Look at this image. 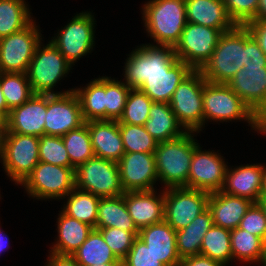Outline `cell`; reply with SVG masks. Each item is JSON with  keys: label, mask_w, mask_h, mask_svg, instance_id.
Masks as SVG:
<instances>
[{"label": "cell", "mask_w": 266, "mask_h": 266, "mask_svg": "<svg viewBox=\"0 0 266 266\" xmlns=\"http://www.w3.org/2000/svg\"><path fill=\"white\" fill-rule=\"evenodd\" d=\"M193 133V134H192ZM195 132L187 131L173 140L158 142L154 151L157 177L163 187H187L194 150L199 146Z\"/></svg>", "instance_id": "6da1fadb"}, {"label": "cell", "mask_w": 266, "mask_h": 266, "mask_svg": "<svg viewBox=\"0 0 266 266\" xmlns=\"http://www.w3.org/2000/svg\"><path fill=\"white\" fill-rule=\"evenodd\" d=\"M142 11L146 32L154 42L174 47L187 23L185 0H149Z\"/></svg>", "instance_id": "7a4b0ae2"}, {"label": "cell", "mask_w": 266, "mask_h": 266, "mask_svg": "<svg viewBox=\"0 0 266 266\" xmlns=\"http://www.w3.org/2000/svg\"><path fill=\"white\" fill-rule=\"evenodd\" d=\"M204 125L206 121L224 122L244 120L257 133L264 135V123L227 85L206 82L203 88Z\"/></svg>", "instance_id": "3957f363"}, {"label": "cell", "mask_w": 266, "mask_h": 266, "mask_svg": "<svg viewBox=\"0 0 266 266\" xmlns=\"http://www.w3.org/2000/svg\"><path fill=\"white\" fill-rule=\"evenodd\" d=\"M244 67V26L224 32L210 58L199 69L209 83L227 84Z\"/></svg>", "instance_id": "277c9868"}, {"label": "cell", "mask_w": 266, "mask_h": 266, "mask_svg": "<svg viewBox=\"0 0 266 266\" xmlns=\"http://www.w3.org/2000/svg\"><path fill=\"white\" fill-rule=\"evenodd\" d=\"M42 44L41 42L36 48L26 72L34 94L58 95L74 91L72 88L55 93L53 88L56 83L69 74L72 65L51 41L46 46Z\"/></svg>", "instance_id": "5b68a950"}, {"label": "cell", "mask_w": 266, "mask_h": 266, "mask_svg": "<svg viewBox=\"0 0 266 266\" xmlns=\"http://www.w3.org/2000/svg\"><path fill=\"white\" fill-rule=\"evenodd\" d=\"M128 56L123 73L124 83L137 89L150 75L165 74L179 60L173 46L150 43L137 46Z\"/></svg>", "instance_id": "8992f818"}, {"label": "cell", "mask_w": 266, "mask_h": 266, "mask_svg": "<svg viewBox=\"0 0 266 266\" xmlns=\"http://www.w3.org/2000/svg\"><path fill=\"white\" fill-rule=\"evenodd\" d=\"M206 82L199 70H192L180 82L169 102L186 131L199 133L204 127L203 88Z\"/></svg>", "instance_id": "52a82bcc"}, {"label": "cell", "mask_w": 266, "mask_h": 266, "mask_svg": "<svg viewBox=\"0 0 266 266\" xmlns=\"http://www.w3.org/2000/svg\"><path fill=\"white\" fill-rule=\"evenodd\" d=\"M36 199H65L75 188V169L39 161L20 184Z\"/></svg>", "instance_id": "ba28073f"}, {"label": "cell", "mask_w": 266, "mask_h": 266, "mask_svg": "<svg viewBox=\"0 0 266 266\" xmlns=\"http://www.w3.org/2000/svg\"><path fill=\"white\" fill-rule=\"evenodd\" d=\"M0 160L6 175L21 184L39 162V137L6 133L1 141Z\"/></svg>", "instance_id": "9c48e42d"}, {"label": "cell", "mask_w": 266, "mask_h": 266, "mask_svg": "<svg viewBox=\"0 0 266 266\" xmlns=\"http://www.w3.org/2000/svg\"><path fill=\"white\" fill-rule=\"evenodd\" d=\"M75 187L100 198L124 194L117 162L94 157L75 169Z\"/></svg>", "instance_id": "30bf717a"}, {"label": "cell", "mask_w": 266, "mask_h": 266, "mask_svg": "<svg viewBox=\"0 0 266 266\" xmlns=\"http://www.w3.org/2000/svg\"><path fill=\"white\" fill-rule=\"evenodd\" d=\"M32 20L25 28L0 38V72L26 73L42 42V34Z\"/></svg>", "instance_id": "8fae6325"}, {"label": "cell", "mask_w": 266, "mask_h": 266, "mask_svg": "<svg viewBox=\"0 0 266 266\" xmlns=\"http://www.w3.org/2000/svg\"><path fill=\"white\" fill-rule=\"evenodd\" d=\"M91 12L77 13L72 20L59 29L50 40L66 60L73 65L82 56L90 53L95 46V22Z\"/></svg>", "instance_id": "7c38bea8"}, {"label": "cell", "mask_w": 266, "mask_h": 266, "mask_svg": "<svg viewBox=\"0 0 266 266\" xmlns=\"http://www.w3.org/2000/svg\"><path fill=\"white\" fill-rule=\"evenodd\" d=\"M227 31L230 30L187 22L179 41L173 47L176 57L193 70H199L212 55L221 35Z\"/></svg>", "instance_id": "4fadbf2b"}, {"label": "cell", "mask_w": 266, "mask_h": 266, "mask_svg": "<svg viewBox=\"0 0 266 266\" xmlns=\"http://www.w3.org/2000/svg\"><path fill=\"white\" fill-rule=\"evenodd\" d=\"M210 194L187 187L165 189L164 220L175 230L187 227L208 208Z\"/></svg>", "instance_id": "5bb4252c"}, {"label": "cell", "mask_w": 266, "mask_h": 266, "mask_svg": "<svg viewBox=\"0 0 266 266\" xmlns=\"http://www.w3.org/2000/svg\"><path fill=\"white\" fill-rule=\"evenodd\" d=\"M85 124L81 105L74 91L47 95L45 135L64 136Z\"/></svg>", "instance_id": "9a60e30c"}, {"label": "cell", "mask_w": 266, "mask_h": 266, "mask_svg": "<svg viewBox=\"0 0 266 266\" xmlns=\"http://www.w3.org/2000/svg\"><path fill=\"white\" fill-rule=\"evenodd\" d=\"M200 145L194 150L189 176L188 188L214 193L221 191L227 163L220 153L201 150Z\"/></svg>", "instance_id": "2e32d148"}, {"label": "cell", "mask_w": 266, "mask_h": 266, "mask_svg": "<svg viewBox=\"0 0 266 266\" xmlns=\"http://www.w3.org/2000/svg\"><path fill=\"white\" fill-rule=\"evenodd\" d=\"M227 85L263 123L266 122V66H244Z\"/></svg>", "instance_id": "e0dca14e"}, {"label": "cell", "mask_w": 266, "mask_h": 266, "mask_svg": "<svg viewBox=\"0 0 266 266\" xmlns=\"http://www.w3.org/2000/svg\"><path fill=\"white\" fill-rule=\"evenodd\" d=\"M117 164L124 192L153 190L159 181L154 153H124Z\"/></svg>", "instance_id": "ac0fdd59"}, {"label": "cell", "mask_w": 266, "mask_h": 266, "mask_svg": "<svg viewBox=\"0 0 266 266\" xmlns=\"http://www.w3.org/2000/svg\"><path fill=\"white\" fill-rule=\"evenodd\" d=\"M47 95L34 94L21 106L10 110L7 118V133L40 137L45 135Z\"/></svg>", "instance_id": "d6986e66"}, {"label": "cell", "mask_w": 266, "mask_h": 266, "mask_svg": "<svg viewBox=\"0 0 266 266\" xmlns=\"http://www.w3.org/2000/svg\"><path fill=\"white\" fill-rule=\"evenodd\" d=\"M156 194V188L124 192L128 213L138 230L164 220L165 189L159 195Z\"/></svg>", "instance_id": "ffe728a7"}, {"label": "cell", "mask_w": 266, "mask_h": 266, "mask_svg": "<svg viewBox=\"0 0 266 266\" xmlns=\"http://www.w3.org/2000/svg\"><path fill=\"white\" fill-rule=\"evenodd\" d=\"M263 170L264 166L261 163L227 168L221 192L258 203L261 197Z\"/></svg>", "instance_id": "44dd1931"}, {"label": "cell", "mask_w": 266, "mask_h": 266, "mask_svg": "<svg viewBox=\"0 0 266 266\" xmlns=\"http://www.w3.org/2000/svg\"><path fill=\"white\" fill-rule=\"evenodd\" d=\"M138 237L164 266H179L176 231L165 220L140 229Z\"/></svg>", "instance_id": "7402d4cb"}, {"label": "cell", "mask_w": 266, "mask_h": 266, "mask_svg": "<svg viewBox=\"0 0 266 266\" xmlns=\"http://www.w3.org/2000/svg\"><path fill=\"white\" fill-rule=\"evenodd\" d=\"M85 123L90 132L95 157L118 162L125 153L118 121L92 120Z\"/></svg>", "instance_id": "603a6c76"}, {"label": "cell", "mask_w": 266, "mask_h": 266, "mask_svg": "<svg viewBox=\"0 0 266 266\" xmlns=\"http://www.w3.org/2000/svg\"><path fill=\"white\" fill-rule=\"evenodd\" d=\"M252 203L249 199L231 196L221 191L210 193L208 209L212 215L213 225L229 230L237 228Z\"/></svg>", "instance_id": "cb8c5ba5"}, {"label": "cell", "mask_w": 266, "mask_h": 266, "mask_svg": "<svg viewBox=\"0 0 266 266\" xmlns=\"http://www.w3.org/2000/svg\"><path fill=\"white\" fill-rule=\"evenodd\" d=\"M185 4L187 22L218 30H232L236 26L223 0H185Z\"/></svg>", "instance_id": "d4e9b609"}, {"label": "cell", "mask_w": 266, "mask_h": 266, "mask_svg": "<svg viewBox=\"0 0 266 266\" xmlns=\"http://www.w3.org/2000/svg\"><path fill=\"white\" fill-rule=\"evenodd\" d=\"M192 70L189 65L178 60L165 74L150 75L139 89L153 102L169 103L180 82Z\"/></svg>", "instance_id": "484cf974"}, {"label": "cell", "mask_w": 266, "mask_h": 266, "mask_svg": "<svg viewBox=\"0 0 266 266\" xmlns=\"http://www.w3.org/2000/svg\"><path fill=\"white\" fill-rule=\"evenodd\" d=\"M57 219L58 238L50 252L61 255H73L76 250L86 241L89 234L94 229L86 223L66 215L59 211Z\"/></svg>", "instance_id": "4316f807"}, {"label": "cell", "mask_w": 266, "mask_h": 266, "mask_svg": "<svg viewBox=\"0 0 266 266\" xmlns=\"http://www.w3.org/2000/svg\"><path fill=\"white\" fill-rule=\"evenodd\" d=\"M143 126L158 142L173 140L187 132L182 129L169 103L163 102L152 103L149 118Z\"/></svg>", "instance_id": "83f0119b"}, {"label": "cell", "mask_w": 266, "mask_h": 266, "mask_svg": "<svg viewBox=\"0 0 266 266\" xmlns=\"http://www.w3.org/2000/svg\"><path fill=\"white\" fill-rule=\"evenodd\" d=\"M96 228H118L127 232H139L128 213L124 194L100 198Z\"/></svg>", "instance_id": "f1b7e54d"}, {"label": "cell", "mask_w": 266, "mask_h": 266, "mask_svg": "<svg viewBox=\"0 0 266 266\" xmlns=\"http://www.w3.org/2000/svg\"><path fill=\"white\" fill-rule=\"evenodd\" d=\"M212 226V215L207 208L187 227L176 231V246L180 259L200 254L202 240Z\"/></svg>", "instance_id": "f546056e"}, {"label": "cell", "mask_w": 266, "mask_h": 266, "mask_svg": "<svg viewBox=\"0 0 266 266\" xmlns=\"http://www.w3.org/2000/svg\"><path fill=\"white\" fill-rule=\"evenodd\" d=\"M82 116L87 121L105 120V76L93 79L86 87L74 88Z\"/></svg>", "instance_id": "4dcf8cb0"}, {"label": "cell", "mask_w": 266, "mask_h": 266, "mask_svg": "<svg viewBox=\"0 0 266 266\" xmlns=\"http://www.w3.org/2000/svg\"><path fill=\"white\" fill-rule=\"evenodd\" d=\"M231 252L233 259L245 263L263 264L266 254V243L249 232L235 228L230 232Z\"/></svg>", "instance_id": "1f68e13d"}, {"label": "cell", "mask_w": 266, "mask_h": 266, "mask_svg": "<svg viewBox=\"0 0 266 266\" xmlns=\"http://www.w3.org/2000/svg\"><path fill=\"white\" fill-rule=\"evenodd\" d=\"M80 266L122 263L104 241L101 233L93 229L86 241L72 255Z\"/></svg>", "instance_id": "d6a6232c"}, {"label": "cell", "mask_w": 266, "mask_h": 266, "mask_svg": "<svg viewBox=\"0 0 266 266\" xmlns=\"http://www.w3.org/2000/svg\"><path fill=\"white\" fill-rule=\"evenodd\" d=\"M66 197L67 202L62 211L96 229L100 197L76 187Z\"/></svg>", "instance_id": "836d02e7"}, {"label": "cell", "mask_w": 266, "mask_h": 266, "mask_svg": "<svg viewBox=\"0 0 266 266\" xmlns=\"http://www.w3.org/2000/svg\"><path fill=\"white\" fill-rule=\"evenodd\" d=\"M25 0H0V38L25 28L33 19Z\"/></svg>", "instance_id": "e575fe53"}, {"label": "cell", "mask_w": 266, "mask_h": 266, "mask_svg": "<svg viewBox=\"0 0 266 266\" xmlns=\"http://www.w3.org/2000/svg\"><path fill=\"white\" fill-rule=\"evenodd\" d=\"M230 232L229 229L213 225L202 240L200 254L224 266L228 265L233 260Z\"/></svg>", "instance_id": "d590c367"}, {"label": "cell", "mask_w": 266, "mask_h": 266, "mask_svg": "<svg viewBox=\"0 0 266 266\" xmlns=\"http://www.w3.org/2000/svg\"><path fill=\"white\" fill-rule=\"evenodd\" d=\"M62 140L67 149L71 167L74 169L88 159L95 157L90 132L86 123L80 128L66 133L62 136Z\"/></svg>", "instance_id": "8d00e7d4"}, {"label": "cell", "mask_w": 266, "mask_h": 266, "mask_svg": "<svg viewBox=\"0 0 266 266\" xmlns=\"http://www.w3.org/2000/svg\"><path fill=\"white\" fill-rule=\"evenodd\" d=\"M0 84L10 110L21 106L34 95L26 73L0 72Z\"/></svg>", "instance_id": "74e56055"}, {"label": "cell", "mask_w": 266, "mask_h": 266, "mask_svg": "<svg viewBox=\"0 0 266 266\" xmlns=\"http://www.w3.org/2000/svg\"><path fill=\"white\" fill-rule=\"evenodd\" d=\"M125 153H154L158 141L141 125L119 123Z\"/></svg>", "instance_id": "f35d334b"}, {"label": "cell", "mask_w": 266, "mask_h": 266, "mask_svg": "<svg viewBox=\"0 0 266 266\" xmlns=\"http://www.w3.org/2000/svg\"><path fill=\"white\" fill-rule=\"evenodd\" d=\"M152 103L153 101L143 91L131 88L118 123L143 126L149 118Z\"/></svg>", "instance_id": "ab89813d"}, {"label": "cell", "mask_w": 266, "mask_h": 266, "mask_svg": "<svg viewBox=\"0 0 266 266\" xmlns=\"http://www.w3.org/2000/svg\"><path fill=\"white\" fill-rule=\"evenodd\" d=\"M130 90L124 81L105 77V120H119Z\"/></svg>", "instance_id": "60d3db41"}, {"label": "cell", "mask_w": 266, "mask_h": 266, "mask_svg": "<svg viewBox=\"0 0 266 266\" xmlns=\"http://www.w3.org/2000/svg\"><path fill=\"white\" fill-rule=\"evenodd\" d=\"M39 161L64 167H71L67 149L61 136L39 137Z\"/></svg>", "instance_id": "b9f144b4"}, {"label": "cell", "mask_w": 266, "mask_h": 266, "mask_svg": "<svg viewBox=\"0 0 266 266\" xmlns=\"http://www.w3.org/2000/svg\"><path fill=\"white\" fill-rule=\"evenodd\" d=\"M106 244L119 260H123L130 251L139 232H127L118 228H96Z\"/></svg>", "instance_id": "7bdbcfd3"}, {"label": "cell", "mask_w": 266, "mask_h": 266, "mask_svg": "<svg viewBox=\"0 0 266 266\" xmlns=\"http://www.w3.org/2000/svg\"><path fill=\"white\" fill-rule=\"evenodd\" d=\"M260 0H223L227 13L235 25L245 26L253 21Z\"/></svg>", "instance_id": "ee69618b"}, {"label": "cell", "mask_w": 266, "mask_h": 266, "mask_svg": "<svg viewBox=\"0 0 266 266\" xmlns=\"http://www.w3.org/2000/svg\"><path fill=\"white\" fill-rule=\"evenodd\" d=\"M238 228L261 238L266 243V216L259 203H252Z\"/></svg>", "instance_id": "f6af8a7d"}, {"label": "cell", "mask_w": 266, "mask_h": 266, "mask_svg": "<svg viewBox=\"0 0 266 266\" xmlns=\"http://www.w3.org/2000/svg\"><path fill=\"white\" fill-rule=\"evenodd\" d=\"M122 266H164L150 251L146 244L137 236Z\"/></svg>", "instance_id": "bcb514c9"}, {"label": "cell", "mask_w": 266, "mask_h": 266, "mask_svg": "<svg viewBox=\"0 0 266 266\" xmlns=\"http://www.w3.org/2000/svg\"><path fill=\"white\" fill-rule=\"evenodd\" d=\"M244 66H266V54L244 26Z\"/></svg>", "instance_id": "7dc6e473"}, {"label": "cell", "mask_w": 266, "mask_h": 266, "mask_svg": "<svg viewBox=\"0 0 266 266\" xmlns=\"http://www.w3.org/2000/svg\"><path fill=\"white\" fill-rule=\"evenodd\" d=\"M245 26L266 54V20H253Z\"/></svg>", "instance_id": "c3c4849f"}, {"label": "cell", "mask_w": 266, "mask_h": 266, "mask_svg": "<svg viewBox=\"0 0 266 266\" xmlns=\"http://www.w3.org/2000/svg\"><path fill=\"white\" fill-rule=\"evenodd\" d=\"M179 266H224L220 262L212 260L207 256L193 255L181 259Z\"/></svg>", "instance_id": "681fc988"}, {"label": "cell", "mask_w": 266, "mask_h": 266, "mask_svg": "<svg viewBox=\"0 0 266 266\" xmlns=\"http://www.w3.org/2000/svg\"><path fill=\"white\" fill-rule=\"evenodd\" d=\"M45 266H80L72 255H61L49 252Z\"/></svg>", "instance_id": "f907efd6"}, {"label": "cell", "mask_w": 266, "mask_h": 266, "mask_svg": "<svg viewBox=\"0 0 266 266\" xmlns=\"http://www.w3.org/2000/svg\"><path fill=\"white\" fill-rule=\"evenodd\" d=\"M10 113V109L7 107V103L5 100V97L2 92V87L0 84V114L4 115L6 118H8Z\"/></svg>", "instance_id": "816d5d0a"}, {"label": "cell", "mask_w": 266, "mask_h": 266, "mask_svg": "<svg viewBox=\"0 0 266 266\" xmlns=\"http://www.w3.org/2000/svg\"><path fill=\"white\" fill-rule=\"evenodd\" d=\"M254 20H266V0H260L258 12Z\"/></svg>", "instance_id": "f5cc1de1"}, {"label": "cell", "mask_w": 266, "mask_h": 266, "mask_svg": "<svg viewBox=\"0 0 266 266\" xmlns=\"http://www.w3.org/2000/svg\"><path fill=\"white\" fill-rule=\"evenodd\" d=\"M7 133V118L0 114V139L2 140Z\"/></svg>", "instance_id": "db71d44e"}, {"label": "cell", "mask_w": 266, "mask_h": 266, "mask_svg": "<svg viewBox=\"0 0 266 266\" xmlns=\"http://www.w3.org/2000/svg\"><path fill=\"white\" fill-rule=\"evenodd\" d=\"M8 236L0 228V253L9 247Z\"/></svg>", "instance_id": "11a10c76"}, {"label": "cell", "mask_w": 266, "mask_h": 266, "mask_svg": "<svg viewBox=\"0 0 266 266\" xmlns=\"http://www.w3.org/2000/svg\"><path fill=\"white\" fill-rule=\"evenodd\" d=\"M261 197H266V166L264 164Z\"/></svg>", "instance_id": "9f6ffc18"}, {"label": "cell", "mask_w": 266, "mask_h": 266, "mask_svg": "<svg viewBox=\"0 0 266 266\" xmlns=\"http://www.w3.org/2000/svg\"><path fill=\"white\" fill-rule=\"evenodd\" d=\"M258 203L260 204V206L264 210V213L266 216V197H260V199L258 200Z\"/></svg>", "instance_id": "6f0895ef"}, {"label": "cell", "mask_w": 266, "mask_h": 266, "mask_svg": "<svg viewBox=\"0 0 266 266\" xmlns=\"http://www.w3.org/2000/svg\"><path fill=\"white\" fill-rule=\"evenodd\" d=\"M93 266H122V263H103L101 265H93Z\"/></svg>", "instance_id": "680465c9"}, {"label": "cell", "mask_w": 266, "mask_h": 266, "mask_svg": "<svg viewBox=\"0 0 266 266\" xmlns=\"http://www.w3.org/2000/svg\"><path fill=\"white\" fill-rule=\"evenodd\" d=\"M264 134L266 136V122L264 123Z\"/></svg>", "instance_id": "91938a15"}, {"label": "cell", "mask_w": 266, "mask_h": 266, "mask_svg": "<svg viewBox=\"0 0 266 266\" xmlns=\"http://www.w3.org/2000/svg\"><path fill=\"white\" fill-rule=\"evenodd\" d=\"M262 266H266V254H265V259H264V262H263Z\"/></svg>", "instance_id": "94428289"}, {"label": "cell", "mask_w": 266, "mask_h": 266, "mask_svg": "<svg viewBox=\"0 0 266 266\" xmlns=\"http://www.w3.org/2000/svg\"><path fill=\"white\" fill-rule=\"evenodd\" d=\"M1 141H2V140L0 139V156H1Z\"/></svg>", "instance_id": "6125c7cd"}]
</instances>
